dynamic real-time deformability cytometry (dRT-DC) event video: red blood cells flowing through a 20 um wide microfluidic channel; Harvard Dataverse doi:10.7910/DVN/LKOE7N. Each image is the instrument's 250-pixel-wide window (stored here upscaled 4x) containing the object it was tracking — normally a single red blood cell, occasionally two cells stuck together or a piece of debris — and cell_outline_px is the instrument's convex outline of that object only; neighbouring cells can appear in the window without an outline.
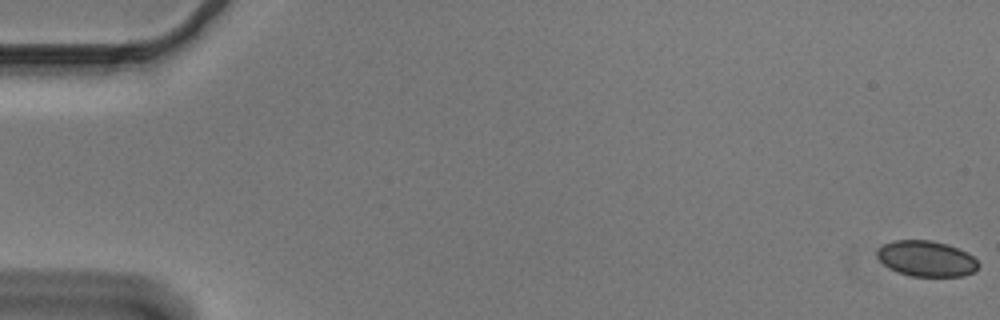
{"species": "Egyptian fruit bat (a non-hibernating species)", "species_latin": "Rousettus aegyptiacus", "temperature_condition": "cold", "stored_images_in_passage": 55, "camera_frame_rate_fps": 3000, "um_per_image_px": 0.085, "animal": {"sex": "male"}, "frame": {"image": 1, "passage_image": 1, "time_ms": 0.0, "image_size_px": [1000, 320], "cell_outline_px": [[980, 264], [972, 272], [964, 276], [912, 276], [896, 272], [888, 268], [876, 256], [876, 252], [884, 244], [892, 240], [932, 240], [948, 244], [968, 252]], "centroid_in_image_um": [78.73, 21.98], "position_along_channel_um": 6.3, "area_um2": 21.15}}
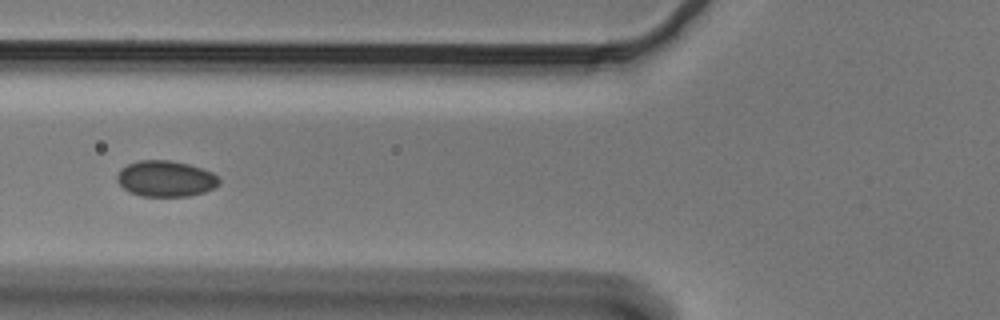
{"frame": {"image": 2, "passage_image": 22, "time_ms": 7.0, "image_size_px": [1000, 320], "cell_outline_px": [[220, 184], [204, 192], [188, 196], [140, 196], [128, 192], [116, 180], [116, 176], [120, 168], [128, 164], [140, 160], [172, 160], [188, 164], [212, 172], [220, 180]], "centroid_in_image_um": [14.05, 15.19], "position_along_channel_um": 111.8, "area_um2": 21.44}}
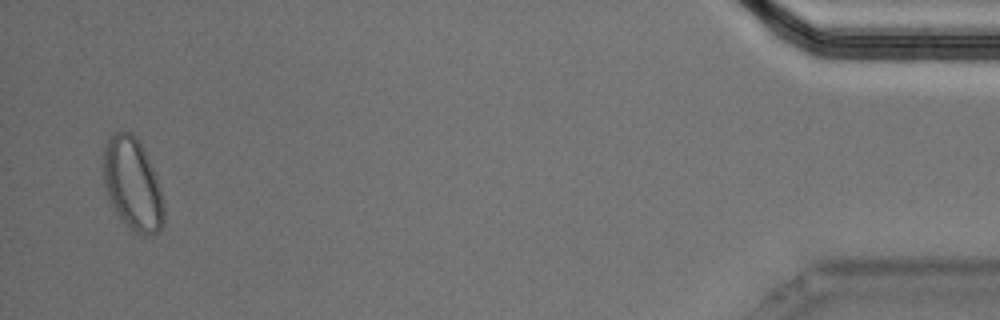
{"frame": {"image": 3, "passage_image": 54, "time_ms": 17.667, "image_size_px": [1000, 320], "cell_outline_px": [[164, 224], [160, 232], [152, 236], [140, 236], [132, 232], [124, 224], [116, 212], [104, 188], [104, 144], [116, 132], [132, 132], [140, 144], [156, 176], [160, 188], [164, 208]], "centroid_in_image_um": [11.28, 15.75], "position_along_channel_um": 423.9, "area_um2": 32.54}, "authors_computed_cell_mechanics": {"area_um2": 21.4438, "velocity_mm_per_s": 3.6708, "shape_relaxation_time_tau1_ms": 3.2434, "shape_relaxation_time_tau2_ms": null, "deformation_change_tau1": 0.0446, "deformation_change_tau2": null}}